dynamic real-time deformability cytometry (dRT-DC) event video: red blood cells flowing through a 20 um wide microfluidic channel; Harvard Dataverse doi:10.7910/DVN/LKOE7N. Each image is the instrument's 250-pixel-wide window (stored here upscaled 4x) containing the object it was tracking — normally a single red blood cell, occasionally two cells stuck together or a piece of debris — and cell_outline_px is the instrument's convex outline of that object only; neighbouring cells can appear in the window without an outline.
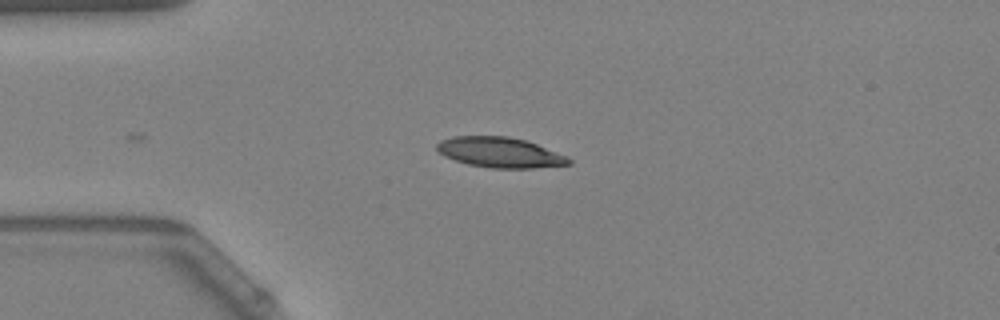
{"species": "Egyptian fruit bat (a non-hibernating species)", "species_latin": "Rousettus aegyptiacus", "temperature_condition": "warm", "stored_images_in_passage": 23, "camera_frame_rate_fps": 3000, "um_per_image_px": 0.085, "animal": {"sex": "female"}, "frame": {"image": 1, "passage_image": 1, "time_ms": 0.0, "image_size_px": [1000, 320], "cell_outline_px": [[572, 164], [532, 168], [492, 168], [468, 164], [444, 156], [436, 148], [436, 144], [440, 140], [452, 136], [508, 136], [524, 140], [536, 144], [564, 156], [572, 160]], "centroid_in_image_um": [42.45, 12.95], "position_along_channel_um": 42.6, "area_um2": 23.0}}
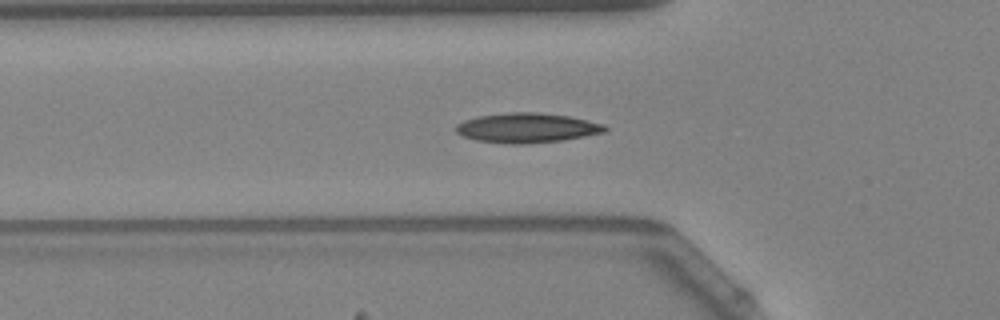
{"frame": {"image": 2, "passage_image": 6, "time_ms": 1.667, "image_size_px": [1000, 320], "cell_outline_px": [[608, 128], [604, 132], [564, 140], [524, 144], [508, 144], [476, 140], [464, 136], [456, 132], [456, 124], [464, 120], [480, 116], [512, 112], [536, 112], [568, 116], [604, 124]], "centroid_in_image_um": [44.79, 10.87], "position_along_channel_um": 81.0, "area_um2": 25.61}}
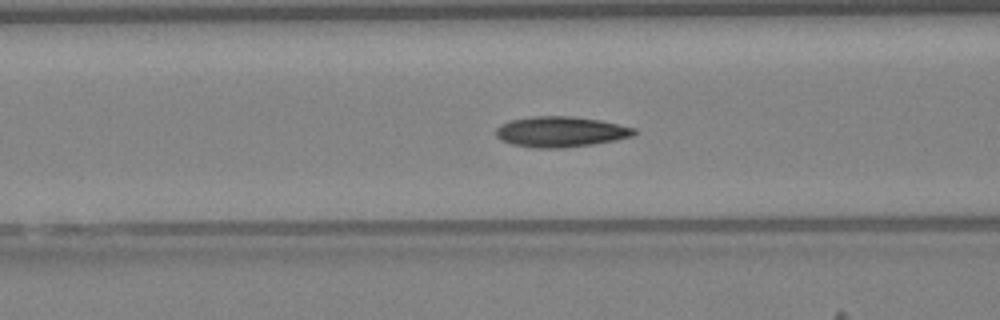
{"frame": {"image": 3, "passage_image": 9, "time_ms": 2.667, "image_size_px": [1000, 320], "cell_outline_px": [[636, 132], [632, 136], [616, 140], [592, 144], [564, 148], [536, 148], [512, 144], [500, 140], [496, 136], [496, 128], [500, 124], [512, 120], [532, 116], [572, 116], [600, 120], [636, 128]], "centroid_in_image_um": [47.64, 11.2], "position_along_channel_um": 119.0, "area_um2": 24.62}}